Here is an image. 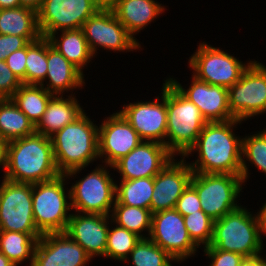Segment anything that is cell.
<instances>
[{"mask_svg": "<svg viewBox=\"0 0 266 266\" xmlns=\"http://www.w3.org/2000/svg\"><path fill=\"white\" fill-rule=\"evenodd\" d=\"M241 122L237 119L208 122L203 127L195 144L183 156L188 158L198 152L195 162H188L194 173L241 175L243 137L233 132Z\"/></svg>", "mask_w": 266, "mask_h": 266, "instance_id": "6da1fadb", "label": "cell"}, {"mask_svg": "<svg viewBox=\"0 0 266 266\" xmlns=\"http://www.w3.org/2000/svg\"><path fill=\"white\" fill-rule=\"evenodd\" d=\"M50 137L34 133L7 143L6 170L3 178L35 184L58 177Z\"/></svg>", "mask_w": 266, "mask_h": 266, "instance_id": "7a4b0ae2", "label": "cell"}, {"mask_svg": "<svg viewBox=\"0 0 266 266\" xmlns=\"http://www.w3.org/2000/svg\"><path fill=\"white\" fill-rule=\"evenodd\" d=\"M93 122L84 112L50 137L57 170L68 179L99 160V127Z\"/></svg>", "mask_w": 266, "mask_h": 266, "instance_id": "3957f363", "label": "cell"}, {"mask_svg": "<svg viewBox=\"0 0 266 266\" xmlns=\"http://www.w3.org/2000/svg\"><path fill=\"white\" fill-rule=\"evenodd\" d=\"M166 110V147L174 156L183 157L195 144L208 122L199 108L183 96L167 78Z\"/></svg>", "mask_w": 266, "mask_h": 266, "instance_id": "277c9868", "label": "cell"}, {"mask_svg": "<svg viewBox=\"0 0 266 266\" xmlns=\"http://www.w3.org/2000/svg\"><path fill=\"white\" fill-rule=\"evenodd\" d=\"M245 206H240L214 220L213 237L209 246L223 251L238 253L244 257L263 253V237H261L257 214Z\"/></svg>", "mask_w": 266, "mask_h": 266, "instance_id": "5b68a950", "label": "cell"}, {"mask_svg": "<svg viewBox=\"0 0 266 266\" xmlns=\"http://www.w3.org/2000/svg\"><path fill=\"white\" fill-rule=\"evenodd\" d=\"M65 175L32 184V209L37 230L46 233L65 232L71 217L70 190ZM66 191V192H65ZM67 193V194H66Z\"/></svg>", "mask_w": 266, "mask_h": 266, "instance_id": "8992f818", "label": "cell"}, {"mask_svg": "<svg viewBox=\"0 0 266 266\" xmlns=\"http://www.w3.org/2000/svg\"><path fill=\"white\" fill-rule=\"evenodd\" d=\"M190 185L199 196L202 210L213 220L240 206L237 199L244 185L241 175L193 172Z\"/></svg>", "mask_w": 266, "mask_h": 266, "instance_id": "52a82bcc", "label": "cell"}, {"mask_svg": "<svg viewBox=\"0 0 266 266\" xmlns=\"http://www.w3.org/2000/svg\"><path fill=\"white\" fill-rule=\"evenodd\" d=\"M103 165V166H102ZM97 165L70 188L71 208L75 212L110 216L116 201V184L110 165Z\"/></svg>", "mask_w": 266, "mask_h": 266, "instance_id": "ba28073f", "label": "cell"}, {"mask_svg": "<svg viewBox=\"0 0 266 266\" xmlns=\"http://www.w3.org/2000/svg\"><path fill=\"white\" fill-rule=\"evenodd\" d=\"M188 62V67L193 69V75L199 80L210 85L229 88L240 80L241 75L252 61L243 63L234 55L202 42L189 57Z\"/></svg>", "mask_w": 266, "mask_h": 266, "instance_id": "9c48e42d", "label": "cell"}, {"mask_svg": "<svg viewBox=\"0 0 266 266\" xmlns=\"http://www.w3.org/2000/svg\"><path fill=\"white\" fill-rule=\"evenodd\" d=\"M228 105L234 119L241 121L266 113L265 65L256 60L250 63L240 80L228 88Z\"/></svg>", "mask_w": 266, "mask_h": 266, "instance_id": "30bf717a", "label": "cell"}, {"mask_svg": "<svg viewBox=\"0 0 266 266\" xmlns=\"http://www.w3.org/2000/svg\"><path fill=\"white\" fill-rule=\"evenodd\" d=\"M106 4V0H43L37 11L41 36L82 28L85 21Z\"/></svg>", "mask_w": 266, "mask_h": 266, "instance_id": "8fae6325", "label": "cell"}, {"mask_svg": "<svg viewBox=\"0 0 266 266\" xmlns=\"http://www.w3.org/2000/svg\"><path fill=\"white\" fill-rule=\"evenodd\" d=\"M82 30L94 56L98 48L113 52H130L141 48L138 40L128 33L107 4L85 21Z\"/></svg>", "mask_w": 266, "mask_h": 266, "instance_id": "7c38bea8", "label": "cell"}, {"mask_svg": "<svg viewBox=\"0 0 266 266\" xmlns=\"http://www.w3.org/2000/svg\"><path fill=\"white\" fill-rule=\"evenodd\" d=\"M0 230L40 233L33 216L32 184L2 179L0 184Z\"/></svg>", "mask_w": 266, "mask_h": 266, "instance_id": "4fadbf2b", "label": "cell"}, {"mask_svg": "<svg viewBox=\"0 0 266 266\" xmlns=\"http://www.w3.org/2000/svg\"><path fill=\"white\" fill-rule=\"evenodd\" d=\"M148 238L180 263L196 255L199 248L189 236L183 215L176 209L152 214Z\"/></svg>", "mask_w": 266, "mask_h": 266, "instance_id": "5bb4252c", "label": "cell"}, {"mask_svg": "<svg viewBox=\"0 0 266 266\" xmlns=\"http://www.w3.org/2000/svg\"><path fill=\"white\" fill-rule=\"evenodd\" d=\"M159 96L153 101H138L123 105L119 112L135 129L143 141L158 142L166 146L167 110L166 80Z\"/></svg>", "mask_w": 266, "mask_h": 266, "instance_id": "9a60e30c", "label": "cell"}, {"mask_svg": "<svg viewBox=\"0 0 266 266\" xmlns=\"http://www.w3.org/2000/svg\"><path fill=\"white\" fill-rule=\"evenodd\" d=\"M175 157L161 143L142 141L127 155L116 161L112 169L121 175V180L155 177Z\"/></svg>", "mask_w": 266, "mask_h": 266, "instance_id": "2e32d148", "label": "cell"}, {"mask_svg": "<svg viewBox=\"0 0 266 266\" xmlns=\"http://www.w3.org/2000/svg\"><path fill=\"white\" fill-rule=\"evenodd\" d=\"M143 140L120 112L105 117L98 128L99 158L112 166ZM104 158V160H103Z\"/></svg>", "mask_w": 266, "mask_h": 266, "instance_id": "e0dca14e", "label": "cell"}, {"mask_svg": "<svg viewBox=\"0 0 266 266\" xmlns=\"http://www.w3.org/2000/svg\"><path fill=\"white\" fill-rule=\"evenodd\" d=\"M91 260L67 233H46L37 241L31 266H86Z\"/></svg>", "mask_w": 266, "mask_h": 266, "instance_id": "ac0fdd59", "label": "cell"}, {"mask_svg": "<svg viewBox=\"0 0 266 266\" xmlns=\"http://www.w3.org/2000/svg\"><path fill=\"white\" fill-rule=\"evenodd\" d=\"M167 79L183 96L199 108L207 122H225L234 119L228 105V88L210 85L193 74L188 89H184L175 78L169 76Z\"/></svg>", "mask_w": 266, "mask_h": 266, "instance_id": "d6986e66", "label": "cell"}, {"mask_svg": "<svg viewBox=\"0 0 266 266\" xmlns=\"http://www.w3.org/2000/svg\"><path fill=\"white\" fill-rule=\"evenodd\" d=\"M193 171L185 158L171 160L155 177L150 211L175 209L177 200L190 184Z\"/></svg>", "mask_w": 266, "mask_h": 266, "instance_id": "ffe728a7", "label": "cell"}, {"mask_svg": "<svg viewBox=\"0 0 266 266\" xmlns=\"http://www.w3.org/2000/svg\"><path fill=\"white\" fill-rule=\"evenodd\" d=\"M109 222L112 219L108 215L75 212L71 214L65 233L92 259L96 256L105 257Z\"/></svg>", "mask_w": 266, "mask_h": 266, "instance_id": "44dd1931", "label": "cell"}, {"mask_svg": "<svg viewBox=\"0 0 266 266\" xmlns=\"http://www.w3.org/2000/svg\"><path fill=\"white\" fill-rule=\"evenodd\" d=\"M47 62L46 78L40 85L49 93L52 95H63V93H68V91L72 92L75 89L77 90V88H83L85 75L52 47L48 38ZM44 82H46V85Z\"/></svg>", "mask_w": 266, "mask_h": 266, "instance_id": "7402d4cb", "label": "cell"}, {"mask_svg": "<svg viewBox=\"0 0 266 266\" xmlns=\"http://www.w3.org/2000/svg\"><path fill=\"white\" fill-rule=\"evenodd\" d=\"M106 4L135 40L134 36L166 9L155 0H106Z\"/></svg>", "mask_w": 266, "mask_h": 266, "instance_id": "603a6c76", "label": "cell"}, {"mask_svg": "<svg viewBox=\"0 0 266 266\" xmlns=\"http://www.w3.org/2000/svg\"><path fill=\"white\" fill-rule=\"evenodd\" d=\"M66 97L54 95L50 99L42 119L35 126L36 133L51 137L85 112L74 94Z\"/></svg>", "mask_w": 266, "mask_h": 266, "instance_id": "cb8c5ba5", "label": "cell"}, {"mask_svg": "<svg viewBox=\"0 0 266 266\" xmlns=\"http://www.w3.org/2000/svg\"><path fill=\"white\" fill-rule=\"evenodd\" d=\"M60 33H52L47 37L51 46L83 73L85 66L87 67L95 56L91 52L82 28L63 30Z\"/></svg>", "mask_w": 266, "mask_h": 266, "instance_id": "d4e9b609", "label": "cell"}, {"mask_svg": "<svg viewBox=\"0 0 266 266\" xmlns=\"http://www.w3.org/2000/svg\"><path fill=\"white\" fill-rule=\"evenodd\" d=\"M0 34L25 37L29 42L38 40L37 11L25 6L0 9Z\"/></svg>", "mask_w": 266, "mask_h": 266, "instance_id": "484cf974", "label": "cell"}, {"mask_svg": "<svg viewBox=\"0 0 266 266\" xmlns=\"http://www.w3.org/2000/svg\"><path fill=\"white\" fill-rule=\"evenodd\" d=\"M41 233H20L0 230V253L4 254L15 266L29 262L32 265L34 250Z\"/></svg>", "mask_w": 266, "mask_h": 266, "instance_id": "4316f807", "label": "cell"}, {"mask_svg": "<svg viewBox=\"0 0 266 266\" xmlns=\"http://www.w3.org/2000/svg\"><path fill=\"white\" fill-rule=\"evenodd\" d=\"M35 133V125L11 99H0V138L10 142Z\"/></svg>", "mask_w": 266, "mask_h": 266, "instance_id": "83f0119b", "label": "cell"}, {"mask_svg": "<svg viewBox=\"0 0 266 266\" xmlns=\"http://www.w3.org/2000/svg\"><path fill=\"white\" fill-rule=\"evenodd\" d=\"M53 96L42 85L22 84L10 99L36 126Z\"/></svg>", "mask_w": 266, "mask_h": 266, "instance_id": "f1b7e54d", "label": "cell"}, {"mask_svg": "<svg viewBox=\"0 0 266 266\" xmlns=\"http://www.w3.org/2000/svg\"><path fill=\"white\" fill-rule=\"evenodd\" d=\"M110 216L115 224L135 233L141 239L149 237L152 222L150 209L127 206L116 200ZM143 231H146L148 236L142 233Z\"/></svg>", "mask_w": 266, "mask_h": 266, "instance_id": "f546056e", "label": "cell"}, {"mask_svg": "<svg viewBox=\"0 0 266 266\" xmlns=\"http://www.w3.org/2000/svg\"><path fill=\"white\" fill-rule=\"evenodd\" d=\"M154 191V177L120 180L116 184V200L120 204L150 209Z\"/></svg>", "mask_w": 266, "mask_h": 266, "instance_id": "4dcf8cb0", "label": "cell"}, {"mask_svg": "<svg viewBox=\"0 0 266 266\" xmlns=\"http://www.w3.org/2000/svg\"><path fill=\"white\" fill-rule=\"evenodd\" d=\"M258 168L264 175H266V129L255 132L242 139V163H241V177L243 183L249 179V163Z\"/></svg>", "mask_w": 266, "mask_h": 266, "instance_id": "1f68e13d", "label": "cell"}, {"mask_svg": "<svg viewBox=\"0 0 266 266\" xmlns=\"http://www.w3.org/2000/svg\"><path fill=\"white\" fill-rule=\"evenodd\" d=\"M47 37L27 44L25 84L40 85L47 74Z\"/></svg>", "mask_w": 266, "mask_h": 266, "instance_id": "d6a6232c", "label": "cell"}, {"mask_svg": "<svg viewBox=\"0 0 266 266\" xmlns=\"http://www.w3.org/2000/svg\"><path fill=\"white\" fill-rule=\"evenodd\" d=\"M133 266H172L176 260L149 238L140 239L125 261Z\"/></svg>", "mask_w": 266, "mask_h": 266, "instance_id": "836d02e7", "label": "cell"}, {"mask_svg": "<svg viewBox=\"0 0 266 266\" xmlns=\"http://www.w3.org/2000/svg\"><path fill=\"white\" fill-rule=\"evenodd\" d=\"M112 223L114 228L111 226L108 230L105 257L125 262L141 238L135 233L115 225L113 221L110 224Z\"/></svg>", "mask_w": 266, "mask_h": 266, "instance_id": "e575fe53", "label": "cell"}, {"mask_svg": "<svg viewBox=\"0 0 266 266\" xmlns=\"http://www.w3.org/2000/svg\"><path fill=\"white\" fill-rule=\"evenodd\" d=\"M186 229L192 241L199 247L210 245L213 237L214 220L203 210L183 216Z\"/></svg>", "mask_w": 266, "mask_h": 266, "instance_id": "d590c367", "label": "cell"}, {"mask_svg": "<svg viewBox=\"0 0 266 266\" xmlns=\"http://www.w3.org/2000/svg\"><path fill=\"white\" fill-rule=\"evenodd\" d=\"M205 256L211 259L209 266H240L244 256L231 252L216 249L215 247H204Z\"/></svg>", "mask_w": 266, "mask_h": 266, "instance_id": "8d00e7d4", "label": "cell"}, {"mask_svg": "<svg viewBox=\"0 0 266 266\" xmlns=\"http://www.w3.org/2000/svg\"><path fill=\"white\" fill-rule=\"evenodd\" d=\"M22 82L7 66L5 60H0V99H10Z\"/></svg>", "mask_w": 266, "mask_h": 266, "instance_id": "74e56055", "label": "cell"}, {"mask_svg": "<svg viewBox=\"0 0 266 266\" xmlns=\"http://www.w3.org/2000/svg\"><path fill=\"white\" fill-rule=\"evenodd\" d=\"M175 209L183 216L198 213L202 210L201 202L196 190L189 184L177 200Z\"/></svg>", "mask_w": 266, "mask_h": 266, "instance_id": "f35d334b", "label": "cell"}, {"mask_svg": "<svg viewBox=\"0 0 266 266\" xmlns=\"http://www.w3.org/2000/svg\"><path fill=\"white\" fill-rule=\"evenodd\" d=\"M26 56L27 45L11 53L5 59L7 66L18 77L22 84H25Z\"/></svg>", "mask_w": 266, "mask_h": 266, "instance_id": "ab89813d", "label": "cell"}, {"mask_svg": "<svg viewBox=\"0 0 266 266\" xmlns=\"http://www.w3.org/2000/svg\"><path fill=\"white\" fill-rule=\"evenodd\" d=\"M28 43L25 37L0 34V60L4 61L7 56L25 47Z\"/></svg>", "mask_w": 266, "mask_h": 266, "instance_id": "60d3db41", "label": "cell"}, {"mask_svg": "<svg viewBox=\"0 0 266 266\" xmlns=\"http://www.w3.org/2000/svg\"><path fill=\"white\" fill-rule=\"evenodd\" d=\"M258 254L256 256L245 257L240 266H266V256ZM265 258V259H264Z\"/></svg>", "mask_w": 266, "mask_h": 266, "instance_id": "b9f144b4", "label": "cell"}, {"mask_svg": "<svg viewBox=\"0 0 266 266\" xmlns=\"http://www.w3.org/2000/svg\"><path fill=\"white\" fill-rule=\"evenodd\" d=\"M256 214L258 217L260 233L264 236L266 235V202Z\"/></svg>", "mask_w": 266, "mask_h": 266, "instance_id": "7bdbcfd3", "label": "cell"}, {"mask_svg": "<svg viewBox=\"0 0 266 266\" xmlns=\"http://www.w3.org/2000/svg\"><path fill=\"white\" fill-rule=\"evenodd\" d=\"M43 0H20V5L38 11L42 6Z\"/></svg>", "mask_w": 266, "mask_h": 266, "instance_id": "ee69618b", "label": "cell"}, {"mask_svg": "<svg viewBox=\"0 0 266 266\" xmlns=\"http://www.w3.org/2000/svg\"><path fill=\"white\" fill-rule=\"evenodd\" d=\"M6 155H7V143H0V168L6 170Z\"/></svg>", "mask_w": 266, "mask_h": 266, "instance_id": "f6af8a7d", "label": "cell"}, {"mask_svg": "<svg viewBox=\"0 0 266 266\" xmlns=\"http://www.w3.org/2000/svg\"><path fill=\"white\" fill-rule=\"evenodd\" d=\"M20 0H0V9L20 7Z\"/></svg>", "mask_w": 266, "mask_h": 266, "instance_id": "bcb514c9", "label": "cell"}, {"mask_svg": "<svg viewBox=\"0 0 266 266\" xmlns=\"http://www.w3.org/2000/svg\"><path fill=\"white\" fill-rule=\"evenodd\" d=\"M0 266H15L4 254L0 253Z\"/></svg>", "mask_w": 266, "mask_h": 266, "instance_id": "7dc6e473", "label": "cell"}, {"mask_svg": "<svg viewBox=\"0 0 266 266\" xmlns=\"http://www.w3.org/2000/svg\"><path fill=\"white\" fill-rule=\"evenodd\" d=\"M0 143H7V142L3 141V140L0 138Z\"/></svg>", "mask_w": 266, "mask_h": 266, "instance_id": "c3c4849f", "label": "cell"}]
</instances>
